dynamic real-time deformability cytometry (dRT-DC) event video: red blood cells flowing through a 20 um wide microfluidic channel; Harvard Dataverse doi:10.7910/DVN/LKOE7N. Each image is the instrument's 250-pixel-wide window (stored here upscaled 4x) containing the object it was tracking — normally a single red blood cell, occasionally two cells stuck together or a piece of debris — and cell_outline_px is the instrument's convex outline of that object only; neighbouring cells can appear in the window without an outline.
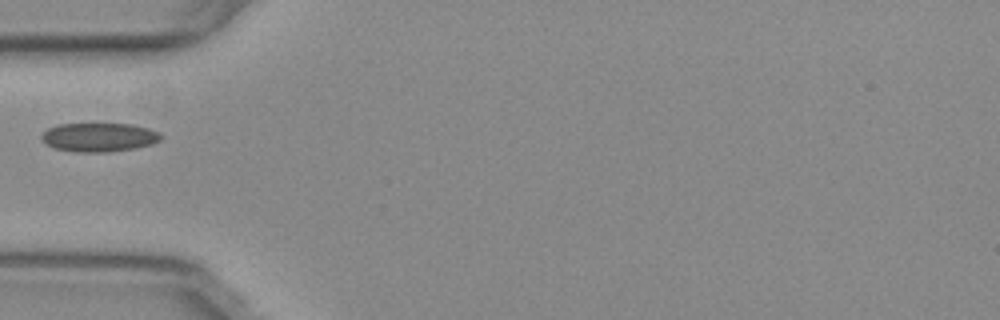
{"species": "common noctule bat (a hibernating species)", "species_latin": "Nyctalus noctula", "temperature_condition": "warm", "stored_images_in_passage": 38, "camera_frame_rate_fps": 3000, "um_per_image_px": 0.085, "animal": {"sex": "female", "body_mass_g": 29.2, "forearm_length_mm": 56.3}, "frame": {"image": 1, "passage_image": 1, "time_ms": 0.0, "image_size_px": [1000, 320], "cell_outline_px": [[164, 136], [160, 140], [152, 144], [136, 148], [108, 152], [76, 152], [52, 148], [44, 144], [40, 136], [48, 128], [56, 124], [132, 124], [148, 128], [160, 132]], "centroid_in_image_um": [8.41, 11.67], "position_along_channel_um": 76.6, "area_um2": 20.35}}
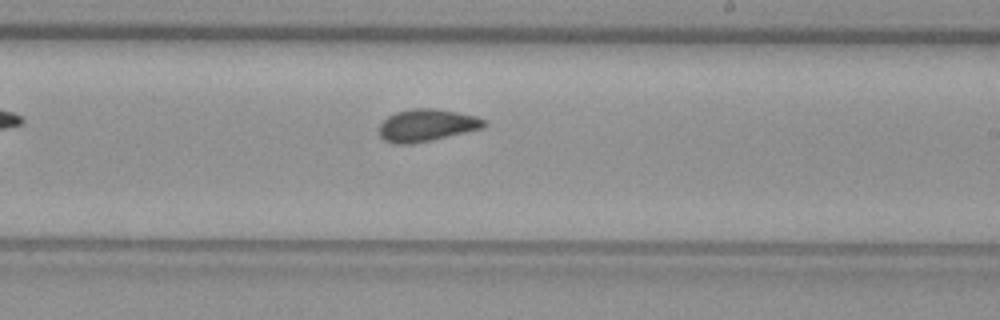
{"frame": {"image": 2, "passage_image": 15, "time_ms": 4.667, "image_size_px": [1000, 320], "cell_outline_px": [[488, 124], [484, 128], [432, 140], [412, 144], [392, 144], [384, 140], [380, 136], [380, 124], [388, 116], [396, 112], [412, 108], [436, 108], [476, 116], [484, 120]], "centroid_in_image_um": [36.27, 10.65], "position_along_channel_um": 252.7, "area_um2": 19.83}}
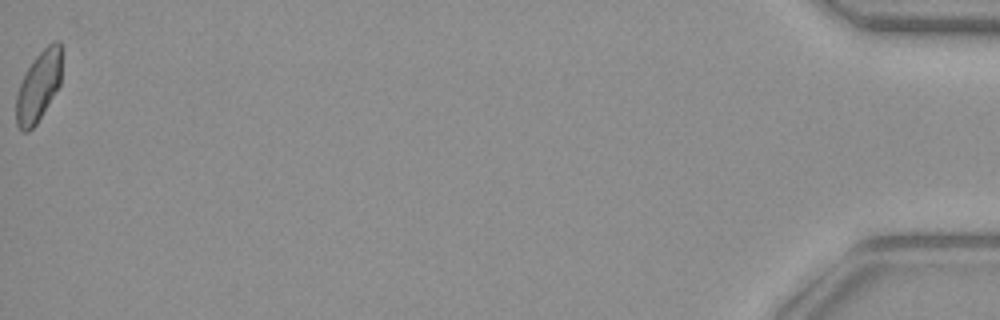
{"frame": {"image": 3, "passage_image": 38, "time_ms": 12.333, "image_size_px": [1000, 320], "cell_outline_px": [[60, 84], [36, 124], [28, 132], [24, 132], [16, 124], [16, 96], [24, 72], [36, 56], [52, 40], [60, 40]], "centroid_in_image_um": [3.25, 7.32], "position_along_channel_um": 431.9, "area_um2": 18.38}}